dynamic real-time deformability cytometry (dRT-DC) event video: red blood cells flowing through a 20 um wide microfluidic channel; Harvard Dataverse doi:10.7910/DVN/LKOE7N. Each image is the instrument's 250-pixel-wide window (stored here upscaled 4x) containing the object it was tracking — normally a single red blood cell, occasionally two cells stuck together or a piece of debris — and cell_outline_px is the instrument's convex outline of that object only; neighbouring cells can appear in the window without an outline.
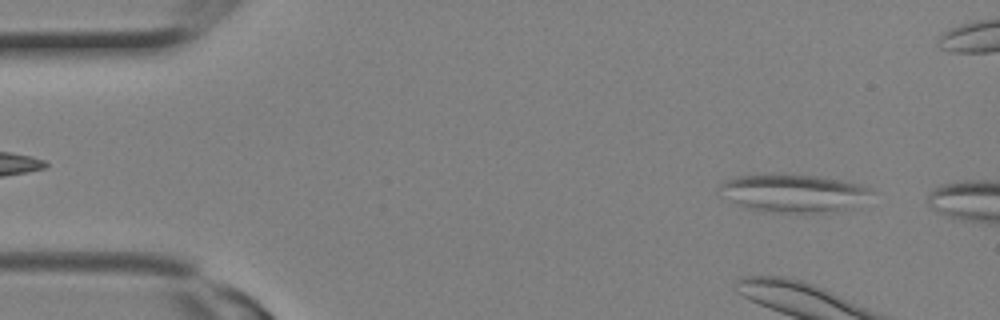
{"species": "Egyptian fruit bat (a non-hibernating species)", "species_latin": "Rousettus aegyptiacus", "temperature_condition": "room temperature", "stored_images_in_passage": 5, "camera_frame_rate_fps": 3000, "um_per_image_px": 0.085, "animal": {"sex": "female"}, "frame": {"image": 1, "passage_image": 2, "time_ms": 0.333, "image_size_px": [1000, 320], "cell_outline_px": [[872, 192], [860, 208], [820, 212], [784, 212], [744, 208], [720, 196], [720, 184], [724, 180], [740, 176], [772, 172], [784, 172], [820, 176], [844, 180], [860, 184], [868, 188]], "centroid_in_image_um": [67.46, 16.38], "position_along_channel_um": 17.5, "area_um2": 34.51}}